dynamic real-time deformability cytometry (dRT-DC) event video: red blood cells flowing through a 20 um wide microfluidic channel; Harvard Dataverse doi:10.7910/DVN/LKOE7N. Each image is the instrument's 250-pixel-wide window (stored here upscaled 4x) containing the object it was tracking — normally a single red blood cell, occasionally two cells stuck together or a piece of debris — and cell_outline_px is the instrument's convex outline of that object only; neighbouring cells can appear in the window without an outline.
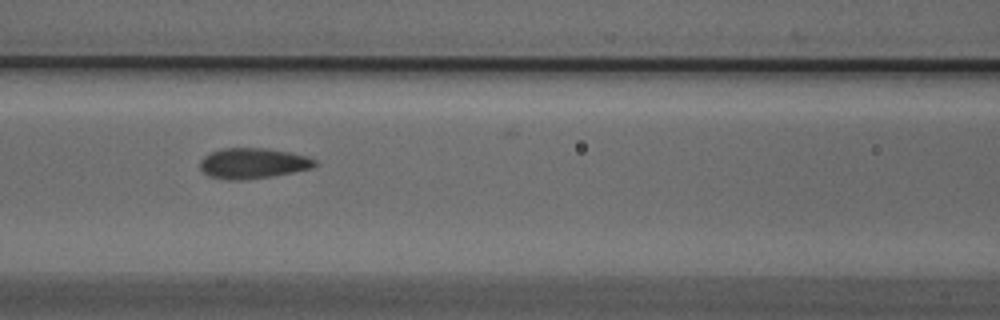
{"species": "Egyptian fruit bat (a non-hibernating species)", "species_latin": "Rousettus aegyptiacus", "temperature_condition": "cold", "stored_images_in_passage": 28, "camera_frame_rate_fps": 3000, "um_per_image_px": 0.085, "animal": {"sex": "male"}, "frame": {"image": 1, "passage_image": 9, "time_ms": 2.667, "image_size_px": [1000, 320], "cell_outline_px": [[316, 164], [312, 168], [272, 176], [240, 180], [228, 180], [208, 176], [200, 168], [200, 160], [204, 156], [212, 152], [224, 148], [268, 148], [292, 152], [308, 156], [316, 160]], "centroid_in_image_um": [21.51, 13.87], "position_along_channel_um": 145.1, "area_um2": 20.46}}
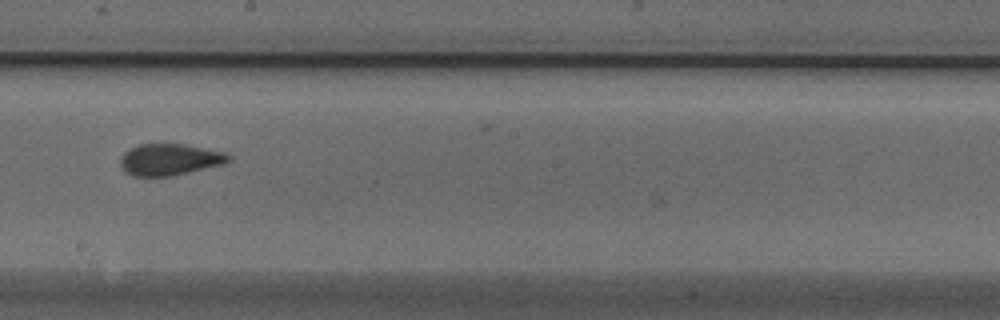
{"frame": {"image": 2, "passage_image": 16, "time_ms": 5.0, "image_size_px": [1000, 320], "cell_outline_px": [[232, 160], [224, 164], [172, 176], [132, 176], [124, 172], [120, 164], [120, 156], [128, 148], [140, 144], [184, 144], [224, 152], [232, 156]], "centroid_in_image_um": [14.4, 13.56], "position_along_channel_um": 233.8, "area_um2": 20.11}}
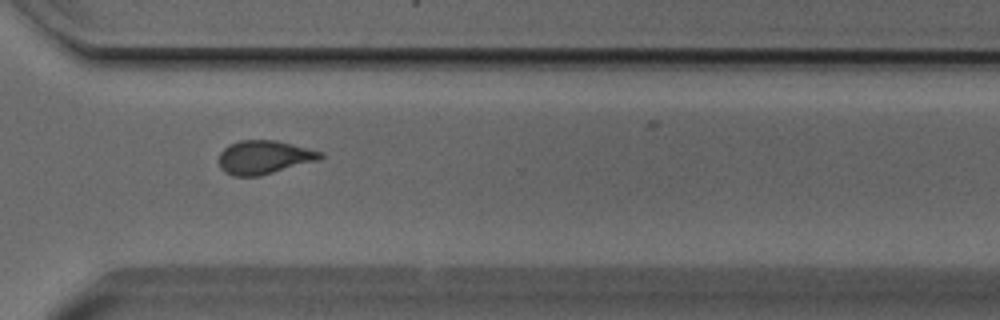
{"frame": {"image": 3, "passage_image": 25, "time_ms": 8.0, "image_size_px": [1000, 320], "cell_outline_px": [[324, 156], [320, 160], [260, 176], [232, 176], [224, 172], [220, 168], [220, 152], [228, 144], [240, 140], [276, 140], [324, 152]], "centroid_in_image_um": [22.46, 13.37], "position_along_channel_um": 348.1, "area_um2": 20.06}}